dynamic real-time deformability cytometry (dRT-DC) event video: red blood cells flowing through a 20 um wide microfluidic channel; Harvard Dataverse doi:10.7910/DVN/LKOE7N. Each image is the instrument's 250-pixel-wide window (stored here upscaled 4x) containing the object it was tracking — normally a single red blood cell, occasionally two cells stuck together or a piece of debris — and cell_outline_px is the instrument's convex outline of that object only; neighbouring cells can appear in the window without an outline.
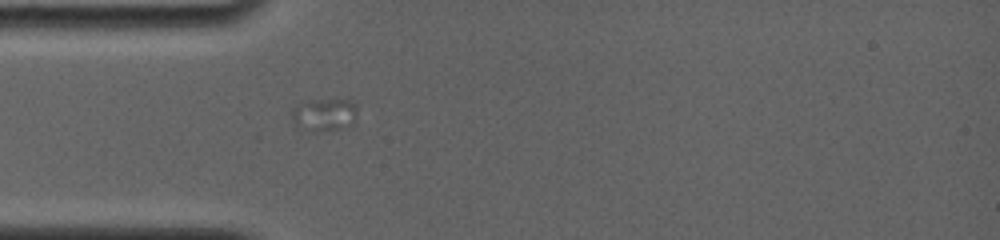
{"species": "common noctule bat (a hibernating species)", "species_latin": "Nyctalus noctula", "temperature_condition": "room temperature", "stored_images_in_passage": 17, "camera_frame_rate_fps": 4000, "um_per_image_px": 0.085, "animal": {"sex": "female", "body_mass_g": 19.0, "forearm_length_mm": 56.7}, "frame": {"image": 1, "passage_image": 1, "time_ms": 0.0, "image_size_px": [1000, 240], "cell_outline_px": [[356, 112], [352, 124], [340, 128], [316, 132], [312, 132], [296, 124], [292, 120], [292, 108], [300, 100], [348, 100], [356, 104]], "centroid_in_image_um": [27.51, 9.72], "position_along_channel_um": 57.5, "area_um2": 12.43}}
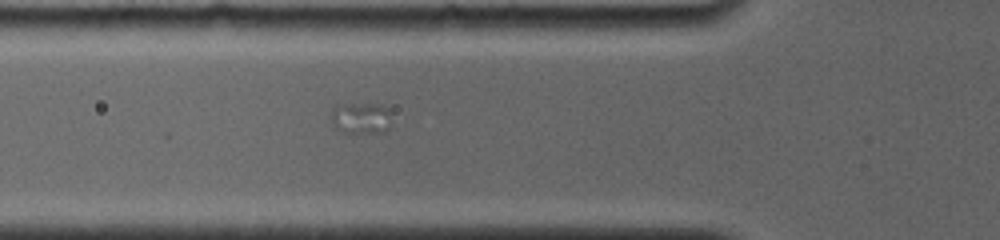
{"frame": {"image": 2, "passage_image": 3, "time_ms": 1.25, "image_size_px": [1000, 240], "cell_outline_px": [[388, 128], [384, 132], [344, 132], [336, 128], [332, 120], [332, 108], [336, 104], [376, 104], [388, 108]], "centroid_in_image_um": [30.63, 10.02], "position_along_channel_um": 95.2, "area_um2": 10.69}}
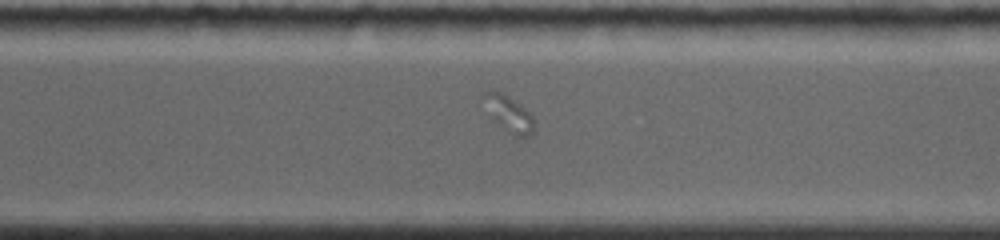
{"frame": {"image": 3, "passage_image": 15, "time_ms": 8.75, "image_size_px": [1000, 240], "cell_outline_px": [[532, 132], [524, 140], [508, 132], [488, 116], [480, 96], [484, 92], [504, 92], [520, 104], [532, 116]], "centroid_in_image_um": [43.17, 9.66], "position_along_channel_um": 327.4, "area_um2": 10.75}}